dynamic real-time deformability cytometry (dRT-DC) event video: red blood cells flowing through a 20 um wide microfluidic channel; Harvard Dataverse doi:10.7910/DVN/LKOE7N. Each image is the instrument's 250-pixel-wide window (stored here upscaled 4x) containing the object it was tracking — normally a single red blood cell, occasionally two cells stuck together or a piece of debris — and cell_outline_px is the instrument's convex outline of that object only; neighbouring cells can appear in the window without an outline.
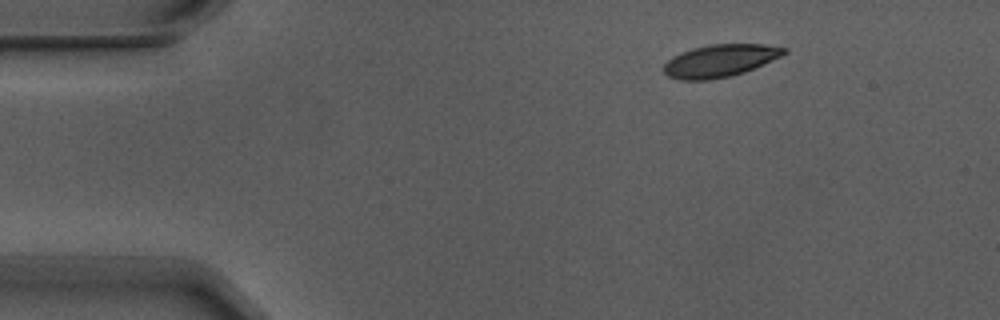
{"species": "Egyptian fruit bat (a non-hibernating species)", "species_latin": "Rousettus aegyptiacus", "temperature_condition": "warm", "stored_images_in_passage": 3, "camera_frame_rate_fps": 3000, "um_per_image_px": 0.085, "animal": {"sex": "male"}, "frame": {"image": 1, "passage_image": 1, "time_ms": 0.0, "image_size_px": [1000, 320], "cell_outline_px": [[788, 52], [780, 56], [744, 72], [728, 76], [708, 80], [680, 80], [668, 76], [664, 72], [664, 64], [672, 56], [680, 52], [692, 48], [708, 44], [764, 44], [788, 48]], "centroid_in_image_um": [61.17, 5.15], "position_along_channel_um": 23.8, "area_um2": 22.66}}